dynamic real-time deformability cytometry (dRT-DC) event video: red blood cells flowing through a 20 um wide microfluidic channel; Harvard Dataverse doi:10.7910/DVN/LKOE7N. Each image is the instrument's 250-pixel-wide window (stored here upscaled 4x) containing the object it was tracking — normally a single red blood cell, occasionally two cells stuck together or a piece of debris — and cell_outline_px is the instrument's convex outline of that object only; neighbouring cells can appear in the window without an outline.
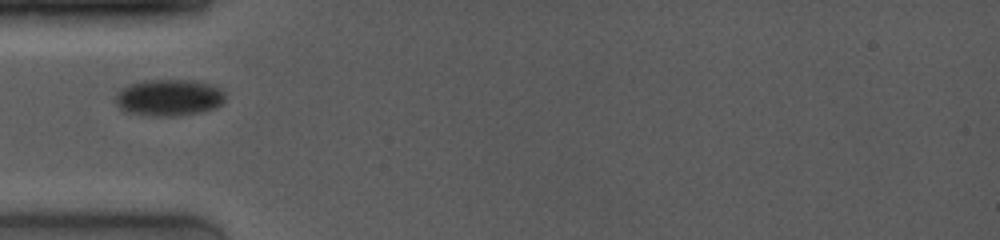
{"species": "common noctule bat (a hibernating species)", "species_latin": "Nyctalus noctula", "temperature_condition": "room temperature", "stored_images_in_passage": 27, "camera_frame_rate_fps": 4000, "um_per_image_px": 0.085, "animal": {"sex": "female", "body_mass_g": 19.0, "forearm_length_mm": 53.3}, "frame": {"image": 1, "passage_image": 2, "time_ms": 1.0, "image_size_px": [1000, 240], "cell_outline_px": [[224, 100], [216, 108], [200, 112], [176, 116], [144, 116], [124, 112], [116, 104], [116, 96], [128, 84], [144, 80], [192, 80], [208, 84], [220, 88], [224, 92]], "centroid_in_image_um": [14.34, 8.31], "position_along_channel_um": 70.7, "area_um2": 23.47}}
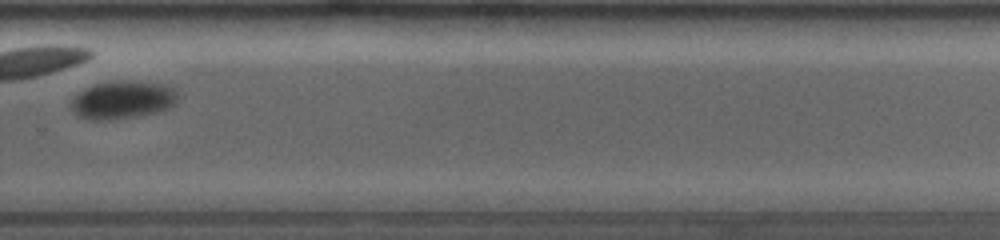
{"frame": {"image": 2, "passage_image": 17, "time_ms": 7.5, "image_size_px": [1000, 240], "cell_outline_px": [[176, 104], [168, 108], [156, 112], [140, 116], [108, 120], [88, 120], [76, 116], [72, 112], [72, 100], [80, 92], [96, 84], [120, 80], [164, 84], [172, 88], [176, 92]], "centroid_in_image_um": [10.41, 8.51], "position_along_channel_um": 319.4, "area_um2": 23.41}}
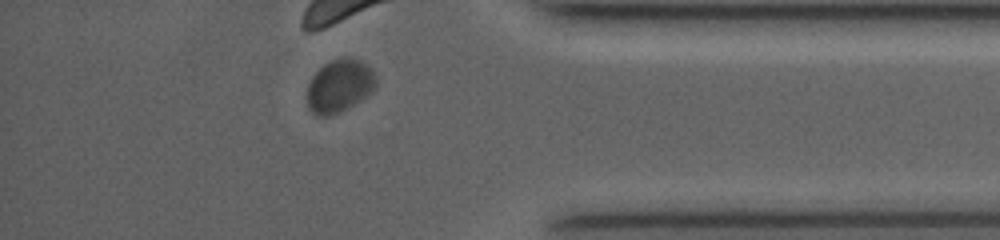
{"frame": {"image": 3, "passage_image": 23, "time_ms": 10.0, "image_size_px": [1000, 240], "cell_outline_px": [[376, 88], [372, 92], [348, 108], [340, 112], [328, 116], [320, 116], [312, 112], [308, 108], [308, 84], [312, 76], [324, 64], [332, 60], [360, 60], [372, 68], [376, 76]], "centroid_in_image_um": [28.87, 7.33], "position_along_channel_um": 406.3, "area_um2": 20.92}}